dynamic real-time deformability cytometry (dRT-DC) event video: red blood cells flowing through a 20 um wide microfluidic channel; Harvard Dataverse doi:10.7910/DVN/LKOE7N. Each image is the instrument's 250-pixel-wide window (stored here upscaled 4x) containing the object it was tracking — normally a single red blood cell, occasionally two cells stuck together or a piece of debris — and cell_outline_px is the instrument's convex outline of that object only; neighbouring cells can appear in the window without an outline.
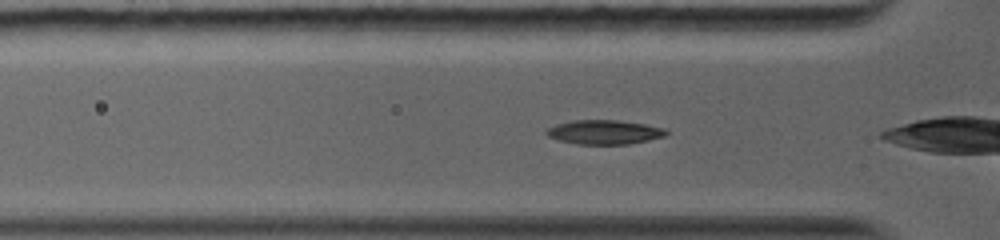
{"species": "common noctule bat (a hibernating species)", "species_latin": "Nyctalus noctula", "temperature_condition": "warm", "stored_images_in_passage": 33, "camera_frame_rate_fps": 5000, "um_per_image_px": 0.085, "animal": {"sex": "female", "body_mass_g": 19.0, "forearm_length_mm": 56.7}, "frame": {"image": 1, "passage_image": 3, "time_ms": 0.6, "image_size_px": [1000, 240], "cell_outline_px": [[668, 132], [664, 136], [648, 140], [628, 144], [576, 144], [560, 140], [548, 136], [544, 132], [548, 128], [556, 124], [572, 120], [616, 120], [644, 124], [664, 128]], "centroid_in_image_um": [51.34, 11.23], "position_along_channel_um": 74.5, "area_um2": 16.76}}
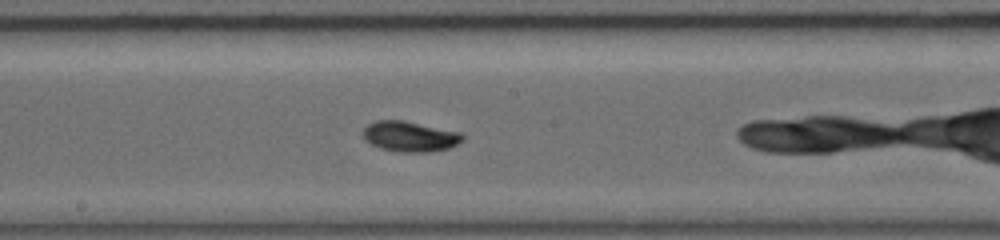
{"frame": {"image": 2, "passage_image": 13, "time_ms": 4.0, "image_size_px": [1000, 240], "cell_outline_px": [[464, 140], [448, 148], [428, 152], [396, 152], [380, 148], [364, 140], [360, 132], [368, 124], [376, 120], [404, 120], [460, 132], [464, 136]], "centroid_in_image_um": [34.8, 11.59], "position_along_channel_um": 213.4, "area_um2": 17.8}}
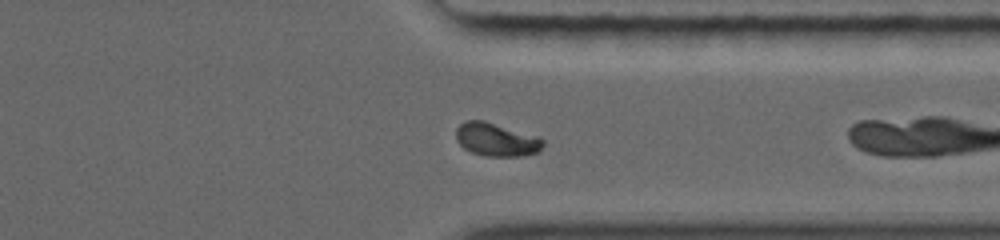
{"frame": {"image": 3, "passage_image": 24, "time_ms": 7.8, "image_size_px": [1000, 240], "cell_outline_px": [[544, 144], [540, 152], [524, 156], [488, 156], [472, 152], [464, 148], [456, 140], [456, 128], [460, 124], [468, 120], [484, 120], [540, 136], [544, 140]], "centroid_in_image_um": [42.24, 11.86], "position_along_channel_um": 369.2, "area_um2": 17.11}, "authors_computed_cell_mechanics": {"area_um2": 16.6464, "velocity_mm_per_s": 4.0834, "shape_relaxation_time_tau1_ms": 3.1747, "shape_relaxation_time_tau2_ms": 3.6205, "deformation_change_tau1": 0.147, "deformation_change_tau2": 0.0471}}